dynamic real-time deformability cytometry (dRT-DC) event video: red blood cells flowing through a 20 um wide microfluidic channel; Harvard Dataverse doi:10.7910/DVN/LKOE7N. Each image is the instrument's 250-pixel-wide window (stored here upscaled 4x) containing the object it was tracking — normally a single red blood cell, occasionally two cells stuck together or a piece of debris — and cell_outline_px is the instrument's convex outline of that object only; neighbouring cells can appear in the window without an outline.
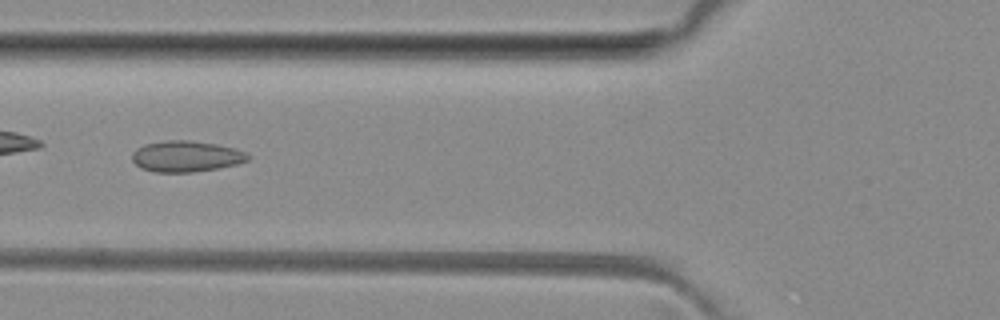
{"species": "common noctule bat (a hibernating species)", "species_latin": "Nyctalus noctula", "temperature_condition": "room temperature", "stored_images_in_passage": 4, "camera_frame_rate_fps": 3000, "um_per_image_px": 0.085, "animal": {"sex": "female", "body_mass_g": 29.2, "forearm_length_mm": 56.3}, "frame": {"image": 1, "passage_image": 4, "time_ms": 3.333, "image_size_px": [1000, 320], "cell_outline_px": [[248, 160], [236, 164], [216, 168], [192, 172], [156, 172], [140, 168], [132, 160], [132, 152], [136, 148], [144, 144], [168, 140], [188, 140], [216, 144], [236, 148], [248, 152]], "centroid_in_image_um": [15.8, 13.28], "position_along_channel_um": 110.0, "area_um2": 20.92}}